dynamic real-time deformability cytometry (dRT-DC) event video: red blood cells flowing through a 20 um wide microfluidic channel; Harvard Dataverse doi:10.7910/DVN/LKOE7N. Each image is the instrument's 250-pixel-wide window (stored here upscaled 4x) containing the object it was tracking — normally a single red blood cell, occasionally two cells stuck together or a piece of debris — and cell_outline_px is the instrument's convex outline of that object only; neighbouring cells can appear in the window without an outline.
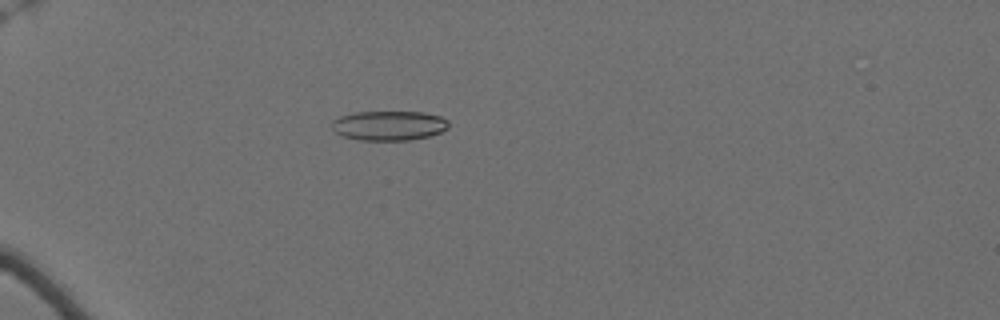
{"species": "Egyptian fruit bat (a non-hibernating species)", "species_latin": "Rousettus aegyptiacus", "temperature_condition": "cold", "stored_images_in_passage": 43, "camera_frame_rate_fps": 3000, "um_per_image_px": 0.085, "animal": {"sex": "female"}, "frame": {"image": 1, "passage_image": 2, "time_ms": 0.333, "image_size_px": [1000, 320], "cell_outline_px": [[448, 128], [440, 132], [428, 136], [408, 140], [360, 140], [340, 136], [332, 128], [332, 120], [340, 116], [356, 112], [424, 112], [440, 116], [448, 120]], "centroid_in_image_um": [33.04, 10.67], "position_along_channel_um": 52.0, "area_um2": 20.17}}
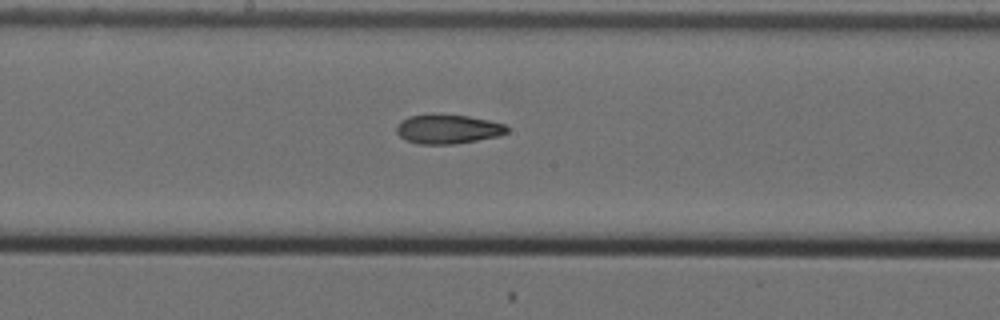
{"frame": {"image": 2, "passage_image": 18, "time_ms": 5.667, "image_size_px": [1000, 320], "cell_outline_px": [[508, 132], [500, 136], [456, 144], [416, 144], [400, 136], [396, 132], [396, 124], [400, 120], [408, 116], [468, 116], [488, 120], [504, 124], [508, 128]], "centroid_in_image_um": [38.07, 11.0], "position_along_channel_um": 210.1, "area_um2": 18.5}}
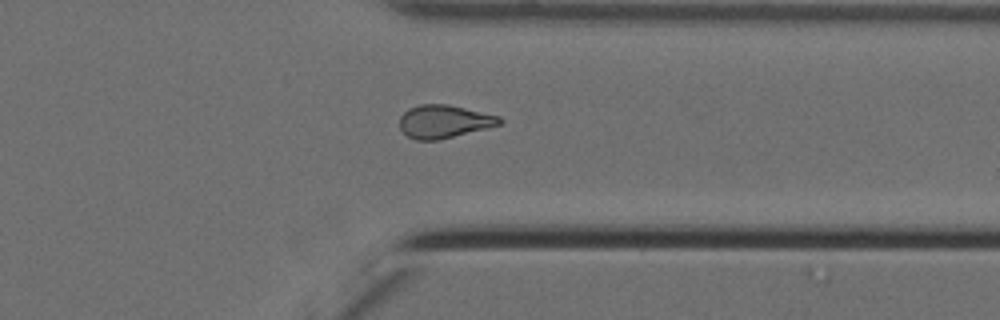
{"frame": {"image": 3, "passage_image": 32, "time_ms": 10.333, "image_size_px": [1000, 320], "cell_outline_px": [[504, 120], [500, 124], [440, 140], [416, 140], [408, 136], [400, 128], [400, 116], [408, 108], [420, 104], [448, 104], [500, 116]], "centroid_in_image_um": [37.73, 10.32], "position_along_channel_um": 373.7, "area_um2": 19.19}, "authors_computed_cell_mechanics": {"area_um2": 19.1318, "velocity_mm_per_s": 3.5097, "shape_relaxation_time_tau1_ms": null, "shape_relaxation_time_tau2_ms": 4.3113, "deformation_change_tau1": null, "deformation_change_tau2": 0.1125}}